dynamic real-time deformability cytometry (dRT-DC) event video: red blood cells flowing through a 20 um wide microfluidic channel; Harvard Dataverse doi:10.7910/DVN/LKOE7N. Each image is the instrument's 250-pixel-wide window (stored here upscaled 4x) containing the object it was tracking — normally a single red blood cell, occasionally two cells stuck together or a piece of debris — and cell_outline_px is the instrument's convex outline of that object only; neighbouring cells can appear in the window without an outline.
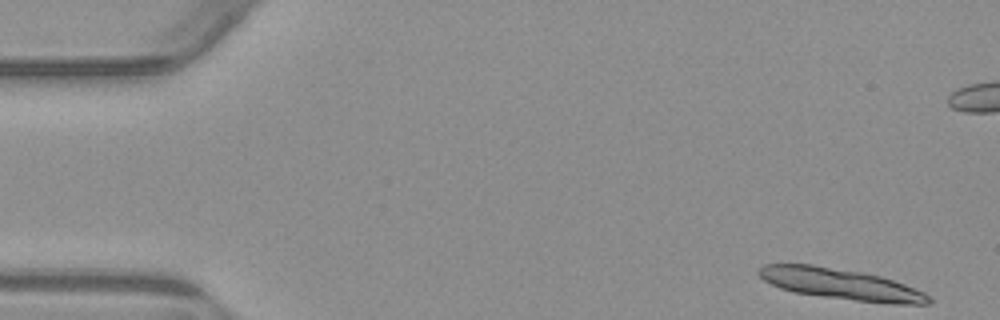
{"species": "common noctule bat (a hibernating species)", "species_latin": "Nyctalus noctula", "temperature_condition": "warm", "stored_images_in_passage": 12, "camera_frame_rate_fps": 3000, "um_per_image_px": 0.085, "animal": {"sex": "male", "body_mass_g": 23.1, "forearm_length_mm": 52.7}, "frame": {"image": 1, "passage_image": 1, "time_ms": 0.0, "image_size_px": [1000, 320], "cell_outline_px": [[932, 300], [928, 304], [892, 304], [856, 300], [792, 292], [780, 288], [764, 280], [756, 272], [764, 264], [812, 264], [860, 272], [880, 276], [904, 284], [924, 292], [932, 296]], "centroid_in_image_um": [71.48, 24.14], "position_along_channel_um": 13.5, "area_um2": 30.4}}